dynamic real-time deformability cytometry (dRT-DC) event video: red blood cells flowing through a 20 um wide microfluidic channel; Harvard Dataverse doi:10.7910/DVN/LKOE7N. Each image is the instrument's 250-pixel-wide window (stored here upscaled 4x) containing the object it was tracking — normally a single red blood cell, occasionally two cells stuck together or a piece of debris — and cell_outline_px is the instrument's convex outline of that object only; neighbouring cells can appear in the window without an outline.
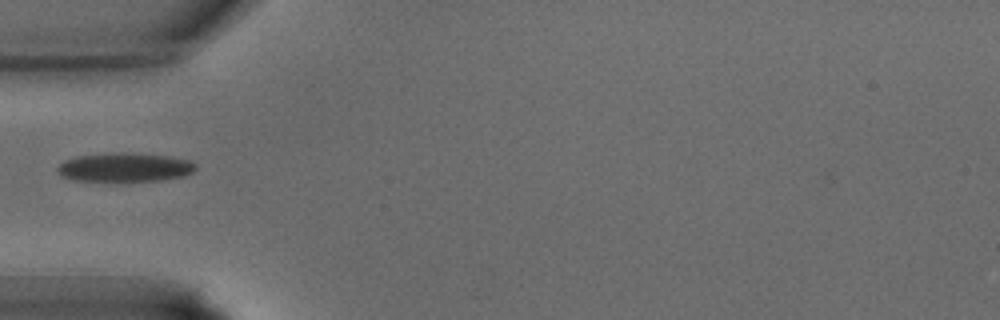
{"species": "common noctule bat (a hibernating species)", "species_latin": "Nyctalus noctula", "temperature_condition": "warm", "stored_images_in_passage": 26, "camera_frame_rate_fps": 3000, "um_per_image_px": 0.085, "animal": {"sex": "male", "body_mass_g": 15.6}, "frame": {"image": 1, "passage_image": 1, "time_ms": 0.0, "image_size_px": [1000, 320], "cell_outline_px": [[196, 168], [192, 172], [184, 176], [164, 180], [72, 180], [60, 176], [56, 172], [56, 168], [64, 160], [76, 156], [112, 152], [132, 152], [172, 156], [188, 160], [196, 164]], "centroid_in_image_um": [10.59, 14.2], "position_along_channel_um": 74.4, "area_um2": 23.47}}
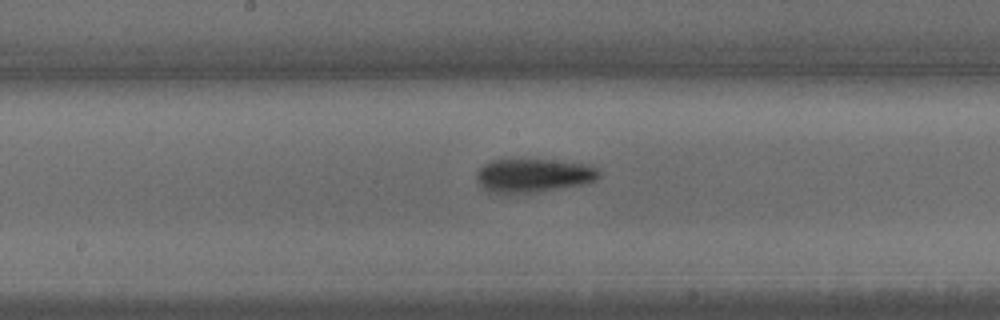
{"frame": {"image": 2, "passage_image": 8, "time_ms": 2.333, "image_size_px": [1000, 320], "cell_outline_px": [[600, 176], [596, 180], [584, 184], [536, 192], [508, 196], [492, 196], [476, 180], [476, 172], [484, 164], [492, 160], [552, 160], [592, 164], [600, 172]], "centroid_in_image_um": [45.29, 14.96], "position_along_channel_um": 202.9, "area_um2": 24.8}}
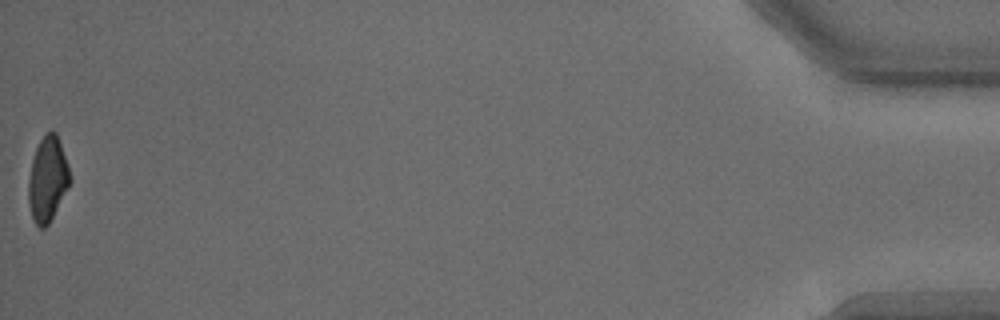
{"frame": {"image": 3, "passage_image": 26, "time_ms": 8.333, "image_size_px": [1000, 320], "cell_outline_px": [[72, 180], [68, 188], [48, 224], [44, 228], [40, 228], [36, 224], [32, 216], [28, 200], [28, 180], [32, 160], [36, 148], [40, 140], [48, 132], [56, 132], [68, 164], [72, 176]], "centroid_in_image_um": [4.06, 15.23], "position_along_channel_um": 431.1, "area_um2": 20.35}}